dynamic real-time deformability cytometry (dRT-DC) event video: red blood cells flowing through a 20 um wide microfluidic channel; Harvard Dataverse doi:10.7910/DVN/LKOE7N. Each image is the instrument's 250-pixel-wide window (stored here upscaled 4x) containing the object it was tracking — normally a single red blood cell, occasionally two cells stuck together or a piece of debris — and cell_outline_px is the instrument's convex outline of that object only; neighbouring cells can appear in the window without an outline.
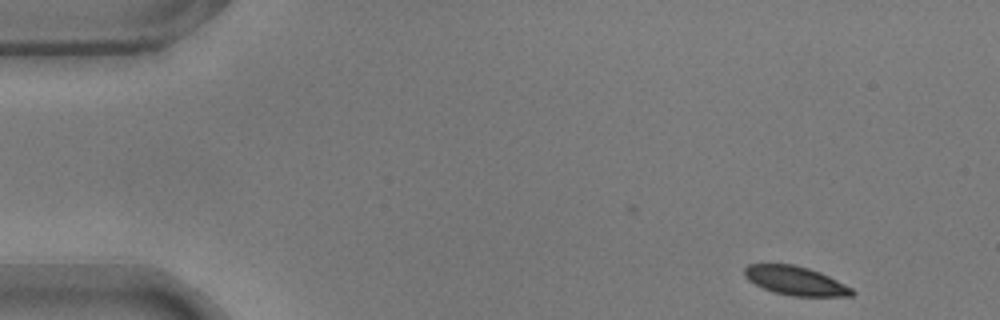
{"species": "common noctule bat (a hibernating species)", "species_latin": "Nyctalus noctula", "temperature_condition": "warm", "stored_images_in_passage": 41, "camera_frame_rate_fps": 3000, "um_per_image_px": 0.085, "animal": {"sex": "male", "body_mass_g": 17.9}, "frame": {"image": 1, "passage_image": 1, "time_ms": 0.0, "image_size_px": [1000, 320], "cell_outline_px": [[856, 292], [852, 296], [792, 296], [772, 292], [748, 280], [744, 276], [744, 268], [748, 264], [792, 264], [808, 268], [820, 272], [852, 288]], "centroid_in_image_um": [67.6, 23.86], "position_along_channel_um": 17.4, "area_um2": 18.03}}
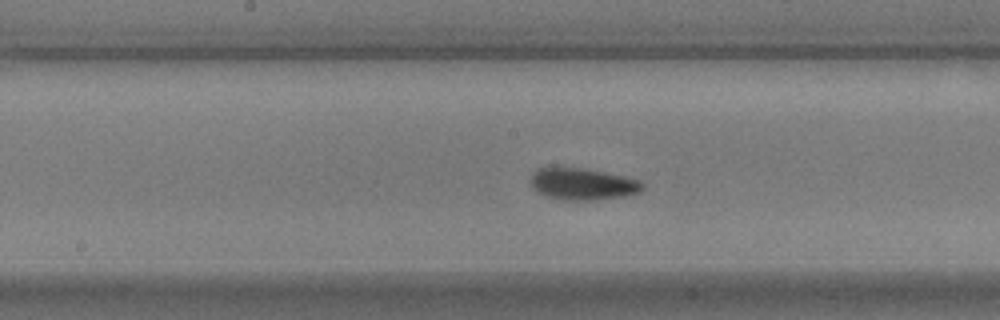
{"frame": {"image": 2, "passage_image": 24, "time_ms": 7.667, "image_size_px": [1000, 320], "cell_outline_px": [[644, 188], [640, 192], [624, 196], [588, 200], [564, 200], [548, 196], [536, 192], [532, 188], [528, 180], [532, 172], [536, 168], [548, 164], [556, 164], [584, 168], [624, 176], [640, 180], [644, 184]], "centroid_in_image_um": [49.41, 15.58], "position_along_channel_um": 198.8, "area_um2": 21.62}}
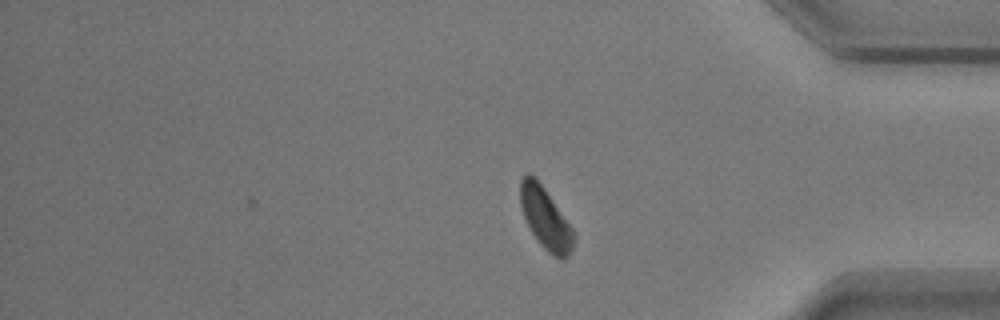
{"frame": {"image": 3, "passage_image": 41, "time_ms": 13.333, "image_size_px": [1000, 320], "cell_outline_px": [[576, 236], [572, 248], [568, 256], [564, 260], [560, 260], [548, 252], [540, 244], [532, 232], [524, 216], [520, 204], [520, 180], [528, 172], [536, 176], [572, 228]], "centroid_in_image_um": [46.37, 18.55], "position_along_channel_um": 388.8, "area_um2": 19.07}, "authors_computed_cell_mechanics": {"area_um2": 19.8832, "velocity_mm_per_s": 3.6894, "shape_relaxation_time_tau1_ms": 2.2659, "shape_relaxation_time_tau2_ms": null, "deformation_change_tau1": 0.0766, "deformation_change_tau2": null}}